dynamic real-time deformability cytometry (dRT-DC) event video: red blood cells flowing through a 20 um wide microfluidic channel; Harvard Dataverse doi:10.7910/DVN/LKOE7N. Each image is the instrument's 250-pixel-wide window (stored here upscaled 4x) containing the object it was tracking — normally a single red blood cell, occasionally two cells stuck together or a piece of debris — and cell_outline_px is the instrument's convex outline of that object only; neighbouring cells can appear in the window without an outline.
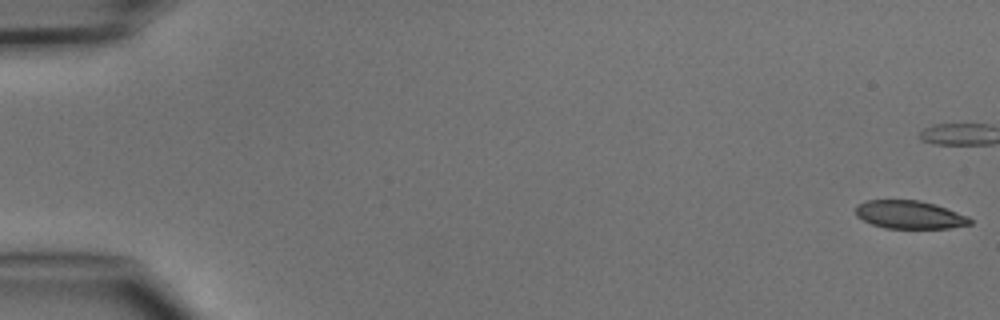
{"species": "common noctule bat (a hibernating species)", "species_latin": "Nyctalus noctula", "temperature_condition": "cold", "stored_images_in_passage": 8, "camera_frame_rate_fps": 3000, "um_per_image_px": 0.085, "animal": {"sex": "male", "body_mass_g": 15.6}, "frame": {"image": 1, "passage_image": 1, "time_ms": 0.0, "image_size_px": [1000, 320], "cell_outline_px": [[972, 224], [948, 228], [884, 228], [872, 224], [856, 216], [856, 204], [868, 200], [920, 200], [936, 204], [968, 216], [972, 220]], "centroid_in_image_um": [77.32, 18.24], "position_along_channel_um": 7.7, "area_um2": 18.79}}
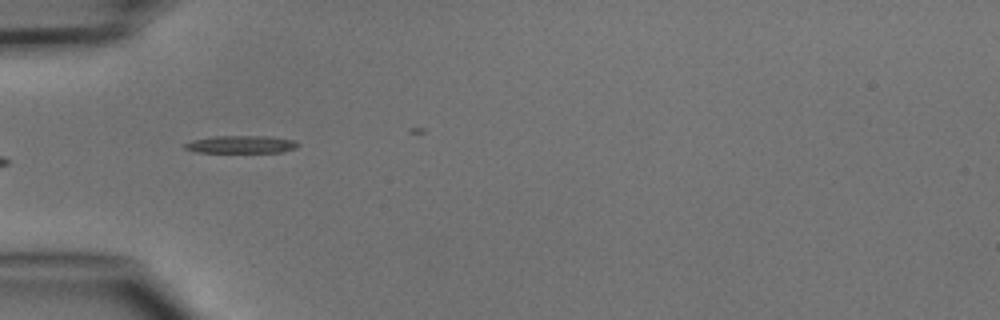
{"frame": {"image": 2, "passage_image": 5, "time_ms": 5.667, "image_size_px": [1000, 320], "cell_outline_px": [[300, 144], [296, 148], [284, 152], [196, 152], [184, 148], [184, 144], [192, 140], [212, 136], [268, 136], [296, 140]], "centroid_in_image_um": [20.53, 12.27], "position_along_channel_um": 64.5, "area_um2": 11.68}}